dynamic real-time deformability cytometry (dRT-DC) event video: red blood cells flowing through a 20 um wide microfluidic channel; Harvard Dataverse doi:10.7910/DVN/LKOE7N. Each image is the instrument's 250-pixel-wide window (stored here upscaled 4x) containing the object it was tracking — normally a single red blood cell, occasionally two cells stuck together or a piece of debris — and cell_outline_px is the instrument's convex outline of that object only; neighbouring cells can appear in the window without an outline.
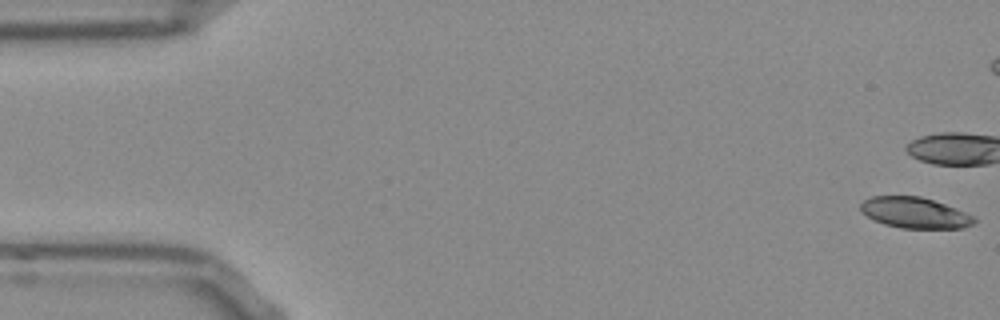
{"species": "Egyptian fruit bat (a non-hibernating species)", "species_latin": "Rousettus aegyptiacus", "temperature_condition": "room temperature", "stored_images_in_passage": 53, "camera_frame_rate_fps": 3000, "um_per_image_px": 0.085, "frame": {"image": 1, "passage_image": 1, "time_ms": 0.0, "image_size_px": [1000, 320], "cell_outline_px": [[976, 220], [972, 224], [964, 228], [900, 228], [884, 224], [860, 212], [860, 204], [864, 200], [872, 196], [920, 196], [956, 208], [976, 216]], "centroid_in_image_um": [77.77, 18.08], "position_along_channel_um": 7.2, "area_um2": 20.4}, "authors_computed_cell_mechanics": {"area_um2": 22.542, "velocity_mm_per_s": 3.8672, "shape_relaxation_time_tau1_ms": 7.9718, "shape_relaxation_time_tau2_ms": 7.3018, "deformation_change_tau1": 0.1864, "deformation_change_tau2": 0.1204}}